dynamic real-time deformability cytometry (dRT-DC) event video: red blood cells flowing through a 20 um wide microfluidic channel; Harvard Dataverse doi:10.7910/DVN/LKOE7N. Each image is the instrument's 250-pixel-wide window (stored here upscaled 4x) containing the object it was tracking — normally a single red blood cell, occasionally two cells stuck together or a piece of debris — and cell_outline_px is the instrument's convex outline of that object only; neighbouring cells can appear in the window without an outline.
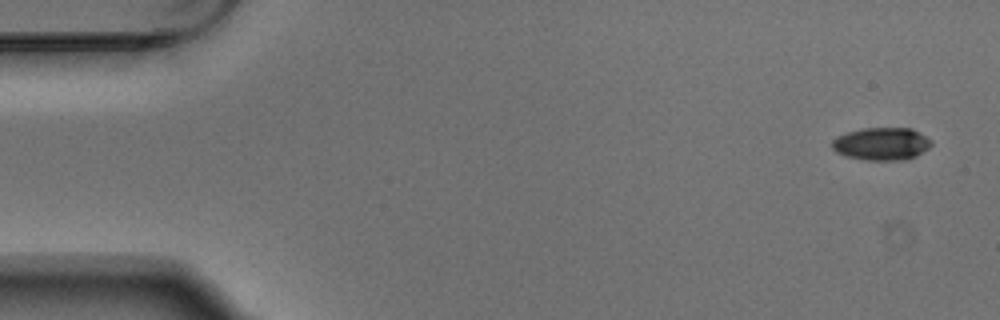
{"species": "Egyptian fruit bat (a non-hibernating species)", "species_latin": "Rousettus aegyptiacus", "temperature_condition": "warm", "stored_images_in_passage": 4, "camera_frame_rate_fps": 3000, "um_per_image_px": 0.085, "animal": {"sex": "male"}, "frame": {"image": 1, "passage_image": 1, "time_ms": 0.0, "image_size_px": [1000, 320], "cell_outline_px": [[932, 144], [928, 148], [916, 156], [904, 160], [868, 160], [844, 156], [836, 152], [832, 148], [832, 140], [836, 136], [848, 132], [864, 128], [912, 128], [932, 140]], "centroid_in_image_um": [74.93, 12.23], "position_along_channel_um": 10.1, "area_um2": 18.96}}